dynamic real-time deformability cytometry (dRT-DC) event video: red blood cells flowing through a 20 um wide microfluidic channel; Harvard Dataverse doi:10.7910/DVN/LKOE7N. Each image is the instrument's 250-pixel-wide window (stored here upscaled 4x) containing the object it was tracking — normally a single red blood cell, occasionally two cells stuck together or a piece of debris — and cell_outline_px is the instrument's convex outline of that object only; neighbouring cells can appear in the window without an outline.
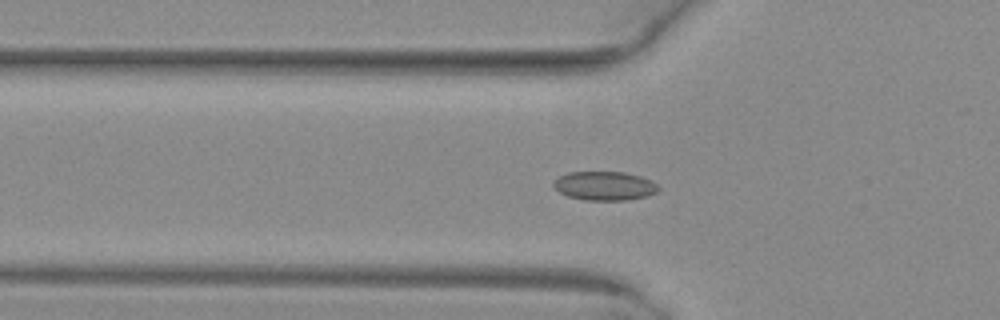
{"species": "common noctule bat (a hibernating species)", "species_latin": "Nyctalus noctula", "temperature_condition": "warm", "stored_images_in_passage": 41, "camera_frame_rate_fps": 3000, "um_per_image_px": 0.085, "animal": {"sex": "female", "body_mass_g": 29.2, "forearm_length_mm": 56.3}, "frame": {"image": 1, "passage_image": 6, "time_ms": 1.667, "image_size_px": [1000, 320], "cell_outline_px": [[660, 188], [656, 192], [648, 196], [628, 200], [584, 200], [568, 196], [560, 192], [552, 184], [560, 176], [568, 172], [624, 172], [640, 176], [656, 184]], "centroid_in_image_um": [51.4, 15.8], "position_along_channel_um": 74.4, "area_um2": 17.51}}
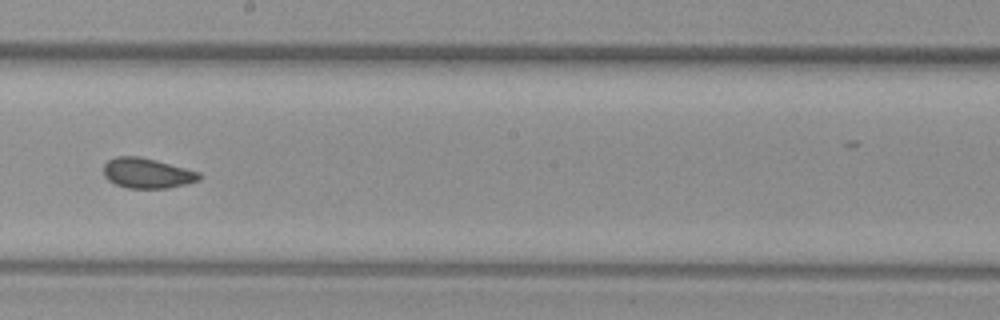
{"frame": {"image": 2, "passage_image": 18, "time_ms": 5.667, "image_size_px": [1000, 320], "cell_outline_px": [[200, 180], [168, 188], [128, 188], [116, 184], [108, 180], [104, 176], [104, 164], [108, 160], [116, 156], [140, 156], [156, 160], [200, 172]], "centroid_in_image_um": [12.49, 14.71], "position_along_channel_um": 235.7, "area_um2": 16.76}}
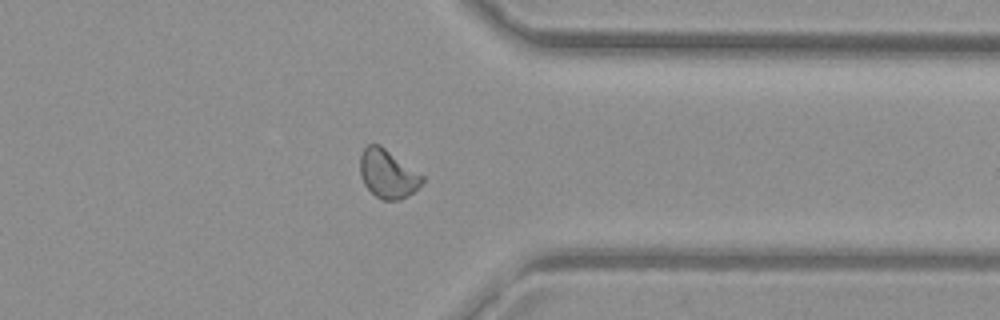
{"frame": {"image": 3, "passage_image": 29, "time_ms": 9.333, "image_size_px": [1000, 320], "cell_outline_px": [[424, 180], [408, 196], [400, 200], [380, 200], [364, 184], [360, 176], [360, 156], [364, 148], [368, 144], [380, 144], [424, 176]], "centroid_in_image_um": [32.94, 14.77], "position_along_channel_um": 378.5, "area_um2": 17.51}, "authors_computed_cell_mechanics": {"area_um2": 17.2244, "velocity_mm_per_s": 4.0292, "shape_relaxation_time_tau1_ms": null, "shape_relaxation_time_tau2_ms": 1.8877, "deformation_change_tau1": null, "deformation_change_tau2": 0.0465}}